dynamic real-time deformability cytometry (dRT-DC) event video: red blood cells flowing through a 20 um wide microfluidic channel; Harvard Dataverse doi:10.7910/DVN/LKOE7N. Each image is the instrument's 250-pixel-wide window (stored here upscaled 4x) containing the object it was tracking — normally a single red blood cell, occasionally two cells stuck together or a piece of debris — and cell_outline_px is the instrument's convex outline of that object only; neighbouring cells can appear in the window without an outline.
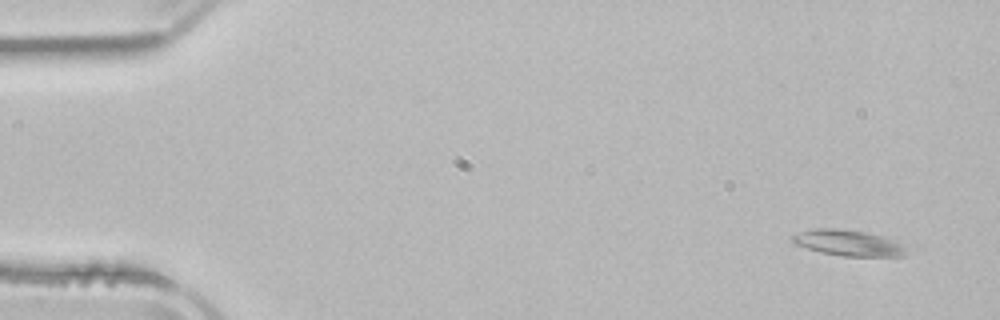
{"species": "common noctule bat (a hibernating species)", "species_latin": "Nyctalus noctula", "temperature_condition": "room temperature", "stored_images_in_passage": 4, "camera_frame_rate_fps": 3000, "um_per_image_px": 0.085, "animal": {"sex": "male", "body_mass_g": 21.5, "forearm_length_mm": 52.0}, "frame": {"image": 1, "passage_image": 1, "time_ms": 0.0, "image_size_px": [1000, 320], "cell_outline_px": [[904, 256], [844, 256], [820, 252], [796, 244], [792, 240], [792, 236], [800, 232], [812, 228], [836, 228], [864, 232], [880, 236], [892, 240], [900, 244], [904, 248]], "centroid_in_image_um": [72.04, 20.64], "position_along_channel_um": 13.0, "area_um2": 16.7}}
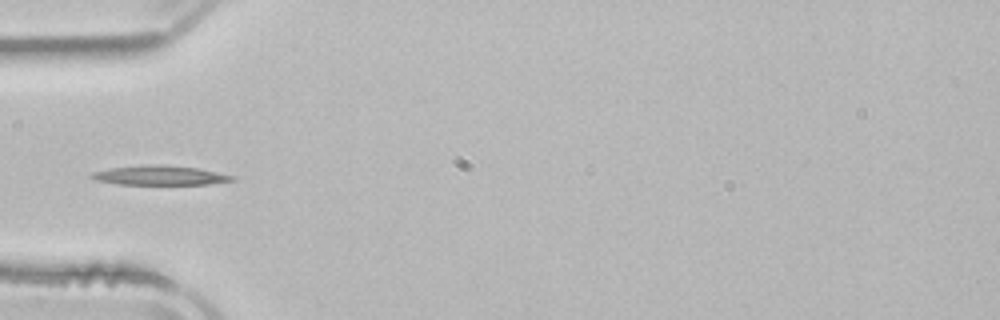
{"frame": {"image": 2, "passage_image": 4, "time_ms": 4.667, "image_size_px": [1000, 320], "cell_outline_px": [[236, 180], [208, 184], [120, 184], [96, 180], [88, 176], [92, 172], [108, 168], [148, 164], [164, 164], [196, 168], [216, 172], [232, 176]], "centroid_in_image_um": [13.53, 14.89], "position_along_channel_um": 71.5, "area_um2": 15.84}}